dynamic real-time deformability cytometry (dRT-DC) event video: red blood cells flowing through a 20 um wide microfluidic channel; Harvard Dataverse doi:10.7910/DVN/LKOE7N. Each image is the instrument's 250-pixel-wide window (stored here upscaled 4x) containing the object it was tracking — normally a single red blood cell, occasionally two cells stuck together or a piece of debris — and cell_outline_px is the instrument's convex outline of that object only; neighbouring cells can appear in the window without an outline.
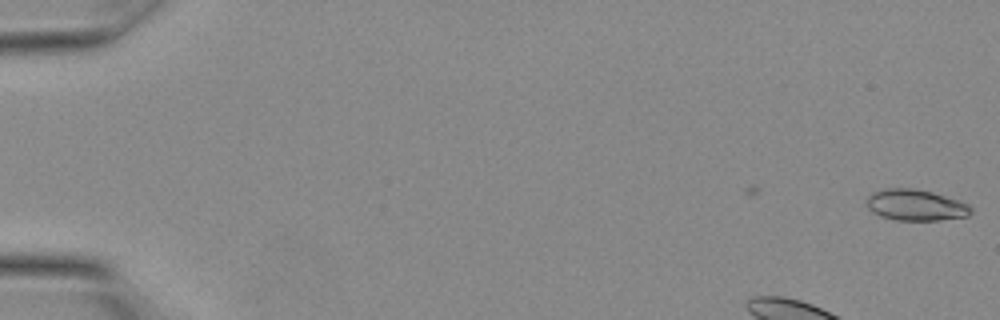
{"species": "Egyptian fruit bat (a non-hibernating species)", "species_latin": "Rousettus aegyptiacus", "temperature_condition": "warm", "stored_images_in_passage": 9, "camera_frame_rate_fps": 3000, "um_per_image_px": 0.085, "animal": {"sex": "female"}, "frame": {"image": 1, "passage_image": 1, "time_ms": 0.0, "image_size_px": [1000, 320], "cell_outline_px": [[972, 212], [968, 216], [940, 220], [896, 220], [880, 216], [872, 212], [868, 208], [868, 196], [872, 192], [884, 188], [912, 188], [932, 192], [968, 204], [972, 208]], "centroid_in_image_um": [77.82, 17.43], "position_along_channel_um": 7.2, "area_um2": 18.84}}